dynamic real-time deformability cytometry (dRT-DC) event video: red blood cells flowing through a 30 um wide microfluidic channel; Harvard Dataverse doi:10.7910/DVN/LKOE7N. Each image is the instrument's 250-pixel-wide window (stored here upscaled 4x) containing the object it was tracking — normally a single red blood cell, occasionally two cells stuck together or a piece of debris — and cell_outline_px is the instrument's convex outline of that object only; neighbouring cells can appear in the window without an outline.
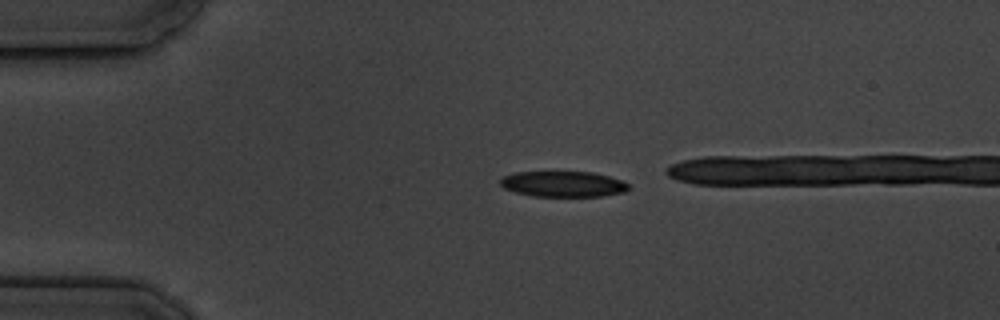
{"species": "common noctule bat (a hibernating species)", "species_latin": "Nyctalus noctula", "temperature_condition": "cold", "stored_images_in_passage": 2, "camera_frame_rate_fps": 3000, "um_per_image_px": 0.085, "animal": {"sex": "male", "body_mass_g": 19.5, "forearm_length_mm": 54.6}, "frame": {"image": 1, "passage_image": 1, "time_ms": 0.0, "image_size_px": [1000, 320], "cell_outline_px": [[628, 188], [624, 192], [604, 196], [532, 196], [516, 192], [504, 188], [500, 184], [500, 180], [504, 176], [516, 172], [592, 172], [608, 176], [620, 180], [628, 184]], "centroid_in_image_um": [47.85, 15.64], "position_along_channel_um": 37.1, "area_um2": 19.02}}